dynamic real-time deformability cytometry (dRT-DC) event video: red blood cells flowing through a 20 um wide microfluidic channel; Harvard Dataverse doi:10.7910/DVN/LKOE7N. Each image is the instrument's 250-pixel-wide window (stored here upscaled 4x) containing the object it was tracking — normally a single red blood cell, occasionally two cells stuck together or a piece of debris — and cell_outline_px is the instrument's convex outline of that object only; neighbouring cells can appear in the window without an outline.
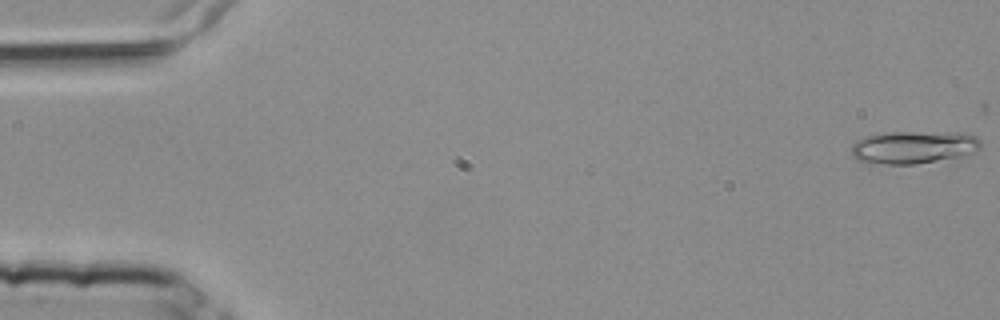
{"species": "common noctule bat (a hibernating species)", "species_latin": "Nyctalus noctula", "temperature_condition": "room temperature", "stored_images_in_passage": 5, "camera_frame_rate_fps": 3000, "um_per_image_px": 0.085, "animal": {"sex": "female", "body_mass_g": 25.1}, "frame": {"image": 1, "passage_image": 1, "time_ms": 0.0, "image_size_px": [1000, 320], "cell_outline_px": [[980, 148], [960, 156], [916, 164], [884, 164], [856, 160], [852, 156], [852, 144], [856, 140], [864, 136], [892, 132], [968, 132], [976, 136], [980, 140]], "centroid_in_image_um": [77.64, 12.5], "position_along_channel_um": 7.4, "area_um2": 24.68}}
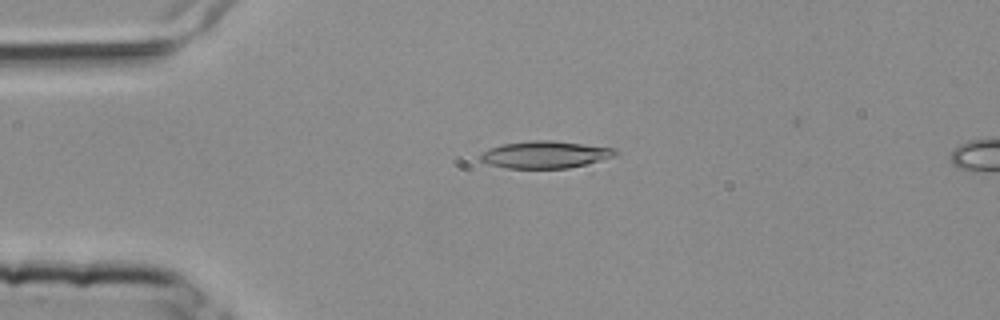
{"frame": {"image": 2, "passage_image": 4, "time_ms": 1.0, "image_size_px": [1000, 320], "cell_outline_px": [[620, 152], [612, 156], [584, 164], [568, 168], [504, 168], [480, 160], [480, 152], [488, 148], [500, 144], [532, 140], [552, 140], [616, 148]], "centroid_in_image_um": [46.29, 13.12], "position_along_channel_um": 38.7, "area_um2": 21.27}}